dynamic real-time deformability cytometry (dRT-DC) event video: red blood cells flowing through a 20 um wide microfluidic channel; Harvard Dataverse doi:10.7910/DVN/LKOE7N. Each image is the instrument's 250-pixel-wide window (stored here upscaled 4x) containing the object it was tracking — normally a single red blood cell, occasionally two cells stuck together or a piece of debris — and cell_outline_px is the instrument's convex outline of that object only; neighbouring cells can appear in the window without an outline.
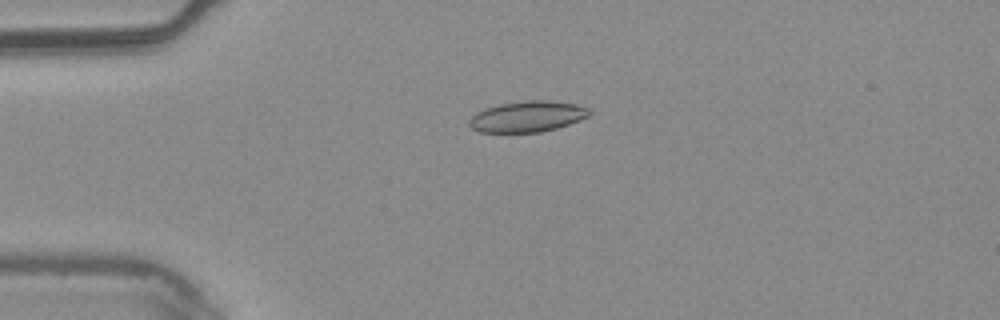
{"species": "common noctule bat (a hibernating species)", "species_latin": "Nyctalus noctula", "temperature_condition": "warm", "stored_images_in_passage": 3, "camera_frame_rate_fps": 3000, "um_per_image_px": 0.085, "animal": {"sex": "male", "body_mass_g": 20.4}, "frame": {"image": 1, "passage_image": 1, "time_ms": 0.0, "image_size_px": [1000, 320], "cell_outline_px": [[592, 112], [588, 116], [568, 124], [556, 128], [540, 132], [480, 132], [472, 128], [468, 124], [468, 120], [476, 112], [484, 108], [500, 104], [524, 100], [548, 100], [576, 104], [588, 108]], "centroid_in_image_um": [44.8, 9.89], "position_along_channel_um": 40.2, "area_um2": 21.62}}